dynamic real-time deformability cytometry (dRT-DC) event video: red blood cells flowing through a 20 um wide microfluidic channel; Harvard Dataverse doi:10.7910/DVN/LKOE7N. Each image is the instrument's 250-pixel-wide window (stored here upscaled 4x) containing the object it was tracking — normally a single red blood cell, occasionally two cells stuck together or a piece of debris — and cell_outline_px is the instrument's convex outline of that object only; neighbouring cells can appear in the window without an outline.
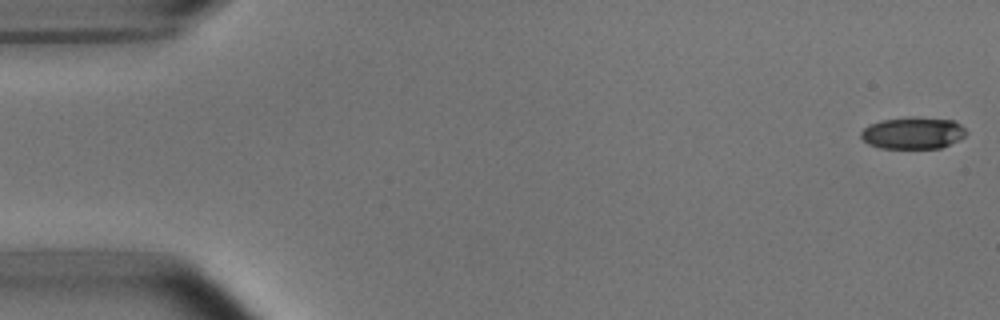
{"species": "common noctule bat (a hibernating species)", "species_latin": "Nyctalus noctula", "temperature_condition": "room temperature", "stored_images_in_passage": 53, "camera_frame_rate_fps": 3000, "um_per_image_px": 0.085, "animal": {"sex": "male", "body_mass_g": 15.6}, "frame": {"image": 1, "passage_image": 1, "time_ms": 0.0, "image_size_px": [1000, 320], "cell_outline_px": [[968, 132], [964, 136], [940, 148], [880, 148], [868, 144], [860, 136], [860, 132], [868, 124], [880, 120], [908, 116], [912, 116], [952, 120], [960, 124]], "centroid_in_image_um": [77.55, 11.29], "position_along_channel_um": 7.4, "area_um2": 19.65}}
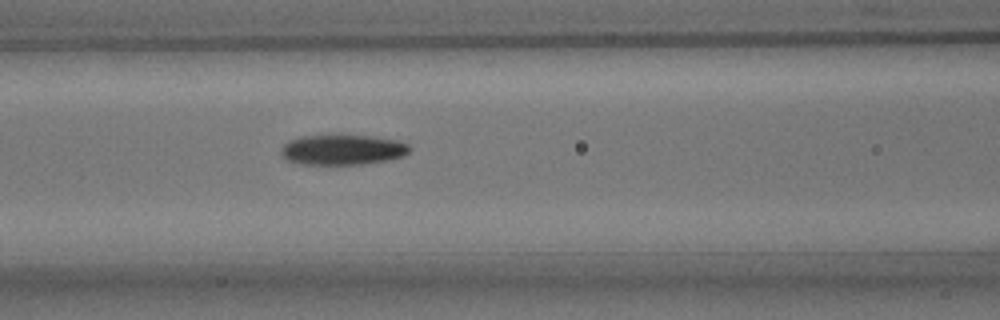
{"frame": {"image": 2, "passage_image": 22, "time_ms": 7.0, "image_size_px": [1000, 320], "cell_outline_px": [[412, 148], [404, 156], [388, 160], [364, 164], [304, 164], [288, 160], [280, 152], [280, 148], [288, 140], [300, 136], [340, 132], [400, 140], [408, 144]], "centroid_in_image_um": [29.13, 12.67], "position_along_channel_um": 137.5, "area_um2": 23.58}}
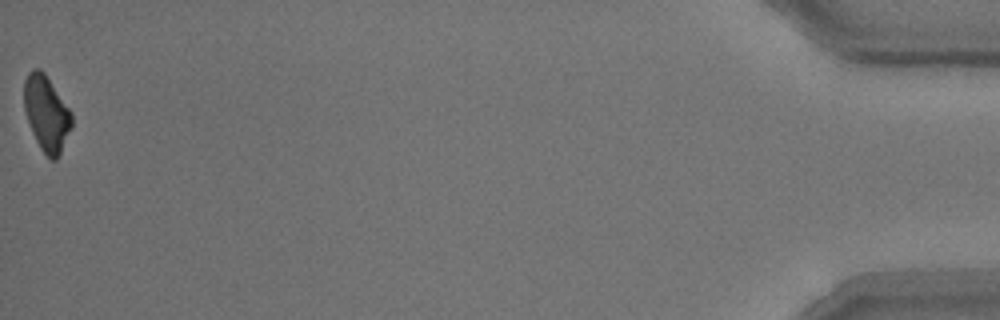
{"frame": {"image": 3, "passage_image": 53, "time_ms": 17.333, "image_size_px": [1000, 320], "cell_outline_px": [[72, 128], [56, 160], [52, 160], [40, 148], [32, 132], [24, 108], [24, 80], [28, 72], [32, 68], [40, 68], [44, 72], [72, 112]], "centroid_in_image_um": [3.95, 9.61], "position_along_channel_um": 431.2, "area_um2": 20.87}, "authors_computed_cell_mechanics": {"area_um2": 22.1374, "velocity_mm_per_s": 3.7734, "shape_relaxation_time_tau1_ms": 2.7283, "shape_relaxation_time_tau2_ms": 6.2163, "deformation_change_tau1": 0.1364, "deformation_change_tau2": 0.1436}}